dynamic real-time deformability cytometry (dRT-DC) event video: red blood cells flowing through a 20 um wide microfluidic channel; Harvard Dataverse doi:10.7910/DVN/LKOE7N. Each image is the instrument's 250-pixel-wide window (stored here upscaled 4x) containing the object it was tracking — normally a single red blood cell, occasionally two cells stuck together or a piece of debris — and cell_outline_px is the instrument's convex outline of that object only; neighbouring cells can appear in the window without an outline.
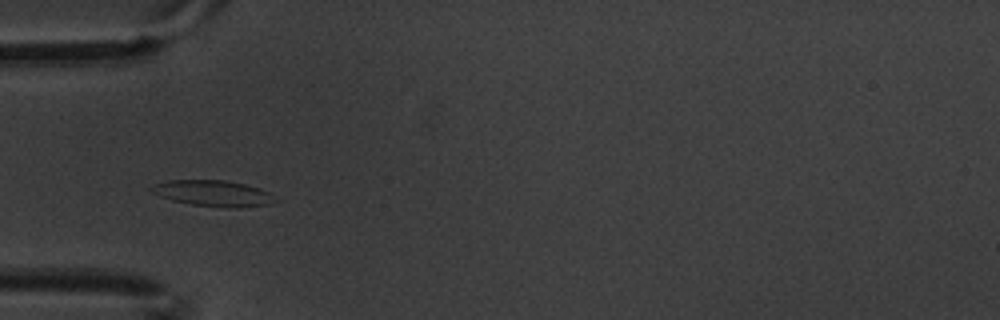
{"species": "common noctule bat (a hibernating species)", "species_latin": "Nyctalus noctula", "temperature_condition": "warm", "stored_images_in_passage": 4, "camera_frame_rate_fps": 3000, "um_per_image_px": 0.085, "animal": {"sex": "male", "body_mass_g": 20.1, "forearm_length_mm": 53.5}, "frame": {"image": 1, "passage_image": 3, "time_ms": 0.667, "image_size_px": [1000, 320], "cell_outline_px": [[280, 200], [268, 204], [240, 208], [228, 208], [192, 204], [172, 200], [160, 196], [152, 192], [148, 188], [152, 184], [168, 180], [224, 180], [244, 184], [260, 188], [276, 196]], "centroid_in_image_um": [18.13, 16.43], "position_along_channel_um": 66.9, "area_um2": 18.9}}